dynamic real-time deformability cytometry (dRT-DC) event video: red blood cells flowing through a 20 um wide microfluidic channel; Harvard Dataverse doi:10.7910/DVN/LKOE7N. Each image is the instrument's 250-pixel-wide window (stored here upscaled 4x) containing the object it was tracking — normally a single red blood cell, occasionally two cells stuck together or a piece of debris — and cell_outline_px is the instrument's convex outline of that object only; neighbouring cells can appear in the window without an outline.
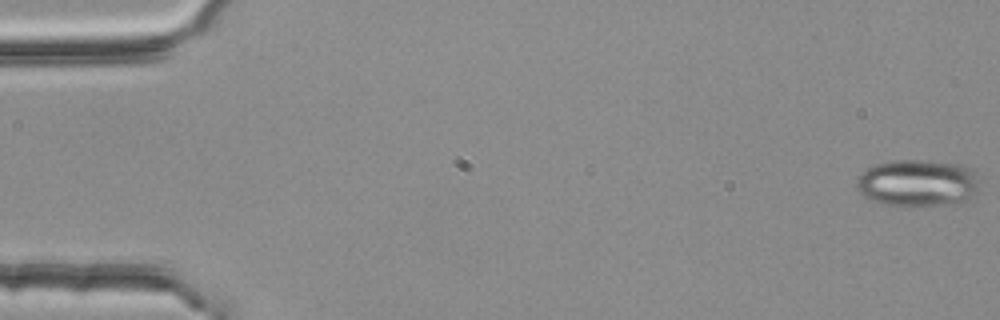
{"species": "common noctule bat (a hibernating species)", "species_latin": "Nyctalus noctula", "temperature_condition": "room temperature", "stored_images_in_passage": 54, "camera_frame_rate_fps": 3000, "um_per_image_px": 0.085, "animal": {"sex": "female", "body_mass_g": 25.1}, "frame": {"image": 1, "passage_image": 1, "time_ms": 0.0, "image_size_px": [1000, 320], "cell_outline_px": [[980, 192], [960, 204], [900, 208], [880, 204], [868, 200], [856, 188], [856, 180], [872, 164], [892, 160], [924, 160], [960, 164], [972, 168], [976, 172]], "centroid_in_image_um": [78.02, 15.6], "position_along_channel_um": 7.0, "area_um2": 35.03}}
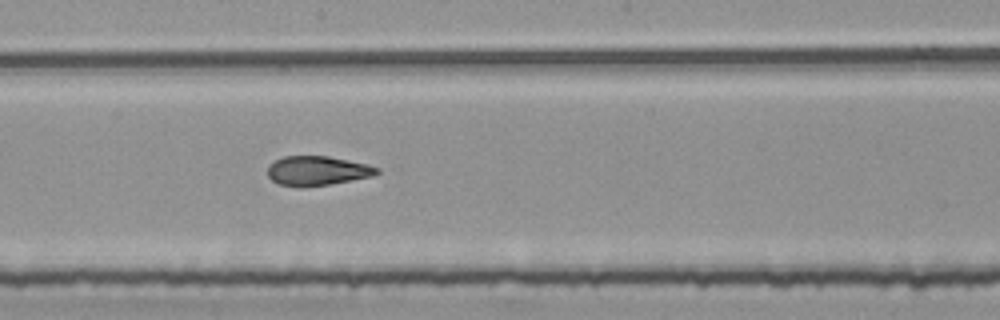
{"frame": {"image": 2, "passage_image": 30, "time_ms": 9.667, "image_size_px": [1000, 320], "cell_outline_px": [[380, 172], [372, 176], [328, 184], [280, 184], [272, 180], [268, 176], [268, 164], [284, 156], [328, 156], [368, 164], [380, 168]], "centroid_in_image_um": [27.01, 14.46], "position_along_channel_um": 221.2, "area_um2": 18.03}}
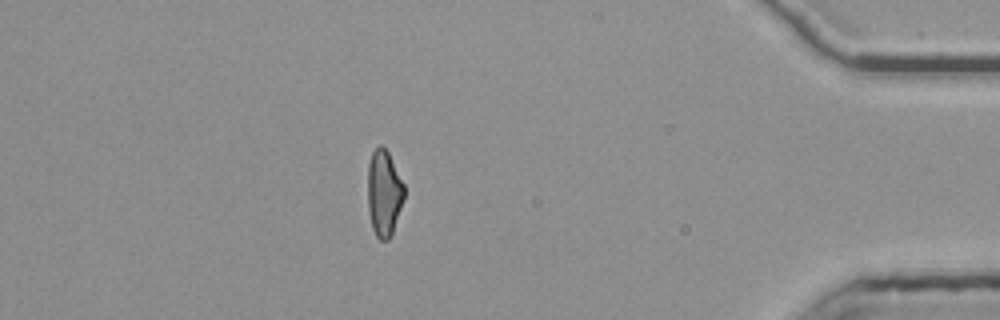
{"frame": {"image": 3, "passage_image": 48, "time_ms": 15.667, "image_size_px": [1000, 320], "cell_outline_px": [[404, 196], [392, 232], [388, 240], [380, 240], [376, 236], [372, 228], [368, 212], [368, 164], [372, 152], [380, 144], [388, 152], [404, 184]], "centroid_in_image_um": [32.62, 16.41], "position_along_channel_um": 402.6, "area_um2": 18.09}, "authors_computed_cell_mechanics": {"area_um2": 19.5653, "velocity_mm_per_s": 3.8108, "shape_relaxation_time_tau1_ms": 6.4287, "shape_relaxation_time_tau2_ms": 2.0009, "deformation_change_tau1": 0.1804, "deformation_change_tau2": 0.0959}}